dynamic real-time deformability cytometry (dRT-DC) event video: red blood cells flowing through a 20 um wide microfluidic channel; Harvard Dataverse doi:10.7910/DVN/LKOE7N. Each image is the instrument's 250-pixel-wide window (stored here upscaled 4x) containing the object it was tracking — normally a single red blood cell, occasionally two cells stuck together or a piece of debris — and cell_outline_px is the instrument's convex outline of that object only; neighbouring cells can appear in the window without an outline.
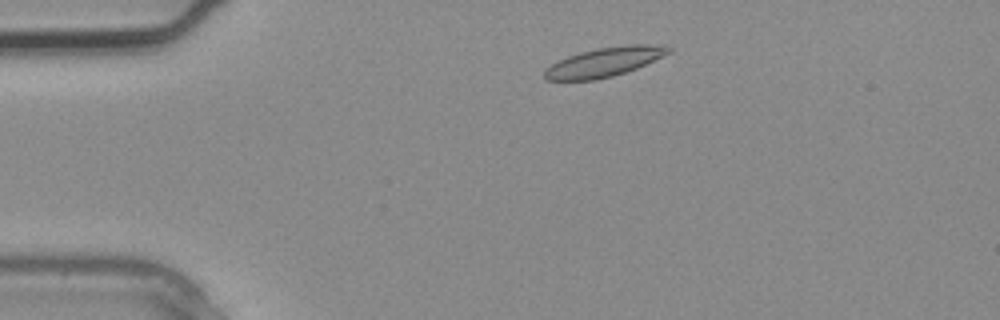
{"species": "common noctule bat (a hibernating species)", "species_latin": "Nyctalus noctula", "temperature_condition": "warm", "stored_images_in_passage": 2, "camera_frame_rate_fps": 3000, "um_per_image_px": 0.085, "animal": {"sex": "male", "body_mass_g": 20.4}, "frame": {"image": 1, "passage_image": 1, "time_ms": 0.0, "image_size_px": [1000, 320], "cell_outline_px": [[672, 52], [636, 68], [612, 76], [596, 80], [544, 80], [544, 72], [552, 64], [568, 56], [580, 52], [600, 48], [632, 44], [664, 44], [672, 48]], "centroid_in_image_um": [51.42, 5.26], "position_along_channel_um": 33.6, "area_um2": 20.92}}
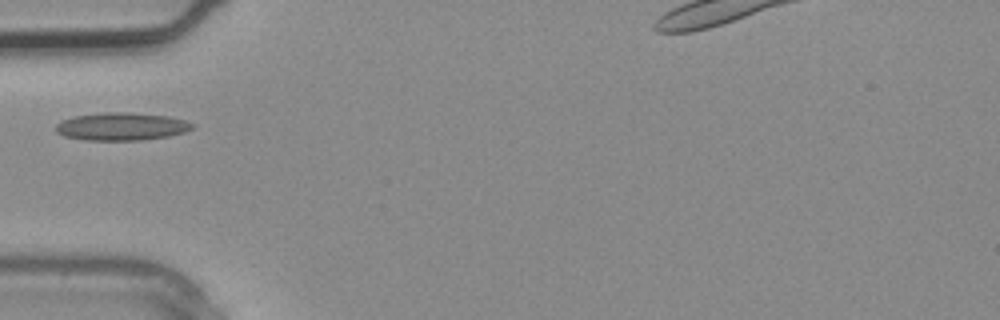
{"frame": {"image": 2, "passage_image": 2, "time_ms": 0.333, "image_size_px": [1000, 320], "cell_outline_px": [[196, 124], [192, 128], [184, 132], [168, 136], [140, 140], [84, 140], [64, 136], [56, 132], [56, 124], [60, 120], [76, 116], [104, 112], [128, 112], [168, 116], [184, 120]], "centroid_in_image_um": [10.31, 10.75], "position_along_channel_um": 74.7, "area_um2": 22.08}}